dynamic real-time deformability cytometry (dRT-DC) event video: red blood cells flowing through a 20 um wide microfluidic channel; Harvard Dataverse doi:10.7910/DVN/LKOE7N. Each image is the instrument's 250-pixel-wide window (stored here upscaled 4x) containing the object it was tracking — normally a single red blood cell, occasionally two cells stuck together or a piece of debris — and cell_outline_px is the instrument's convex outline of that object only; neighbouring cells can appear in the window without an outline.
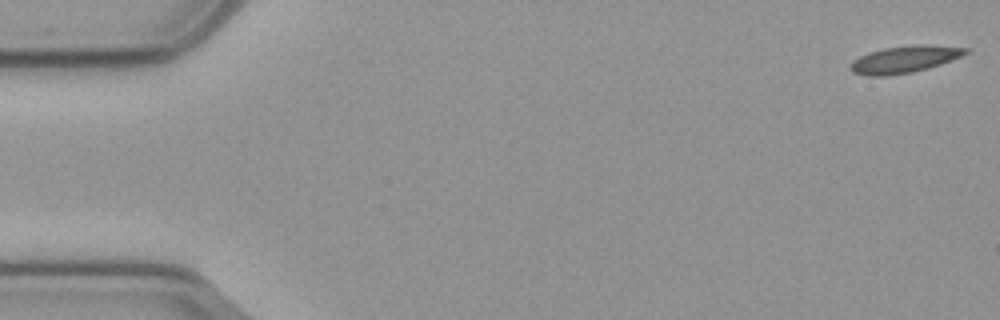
{"species": "common noctule bat (a hibernating species)", "species_latin": "Nyctalus noctula", "temperature_condition": "cold", "stored_images_in_passage": 57, "camera_frame_rate_fps": 3000, "um_per_image_px": 0.085, "animal": {"sex": "male", "body_mass_g": 23.1, "forearm_length_mm": 52.7}, "frame": {"image": 1, "passage_image": 1, "time_ms": 0.0, "image_size_px": [1000, 320], "cell_outline_px": [[968, 52], [960, 56], [940, 64], [928, 68], [912, 72], [884, 76], [868, 76], [852, 72], [848, 68], [852, 60], [868, 52], [884, 48], [924, 44], [928, 44], [968, 48]], "centroid_in_image_um": [76.83, 5.05], "position_along_channel_um": 8.2, "area_um2": 17.98}}
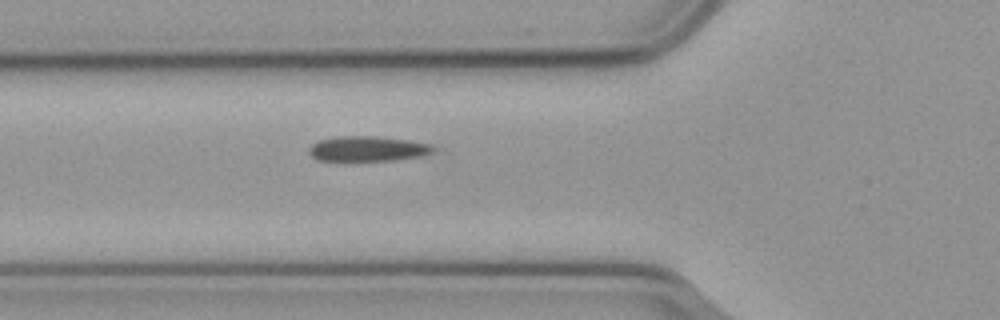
{"frame": {"image": 2, "passage_image": 20, "time_ms": 6.333, "image_size_px": [1000, 320], "cell_outline_px": [[436, 148], [432, 152], [420, 156], [392, 160], [316, 160], [308, 152], [308, 148], [312, 144], [320, 140], [336, 136], [376, 136], [408, 140], [432, 144]], "centroid_in_image_um": [31.24, 12.63], "position_along_channel_um": 94.6, "area_um2": 18.09}}
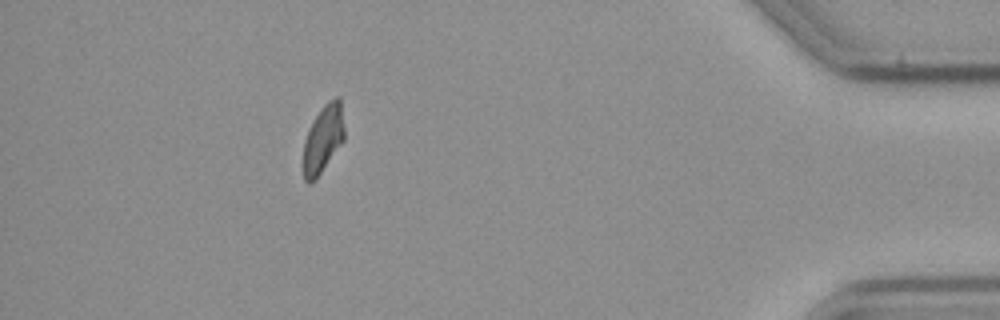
{"frame": {"image": 3, "passage_image": 51, "time_ms": 16.667, "image_size_px": [1000, 320], "cell_outline_px": [[344, 140], [316, 180], [308, 184], [304, 180], [304, 140], [308, 128], [324, 104], [328, 100], [336, 96], [340, 96], [344, 128]], "centroid_in_image_um": [27.47, 11.8], "position_along_channel_um": 407.7, "area_um2": 16.24}, "authors_computed_cell_mechanics": {"area_um2": 17.7446, "velocity_mm_per_s": 3.588, "shape_relaxation_time_tau1_ms": 7.9306, "shape_relaxation_time_tau2_ms": 6.9842, "deformation_change_tau1": 0.1283, "deformation_change_tau2": 0.1151}}